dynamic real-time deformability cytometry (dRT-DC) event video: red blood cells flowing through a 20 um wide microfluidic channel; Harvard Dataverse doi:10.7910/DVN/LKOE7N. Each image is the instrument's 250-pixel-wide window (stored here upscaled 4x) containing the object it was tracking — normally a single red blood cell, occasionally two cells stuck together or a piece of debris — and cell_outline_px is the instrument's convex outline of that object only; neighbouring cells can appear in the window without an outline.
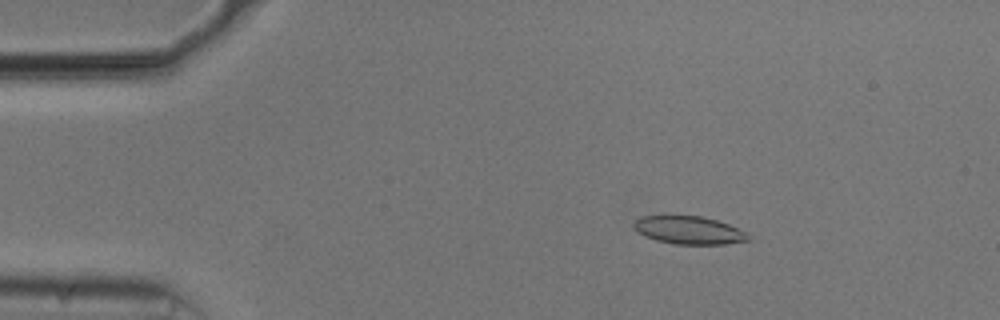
{"species": "common noctule bat (a hibernating species)", "species_latin": "Nyctalus noctula", "temperature_condition": "cold", "stored_images_in_passage": 53, "camera_frame_rate_fps": 3000, "um_per_image_px": 0.085, "animal": {"sex": "male", "body_mass_g": 20.5, "forearm_length_mm": 52.5}, "frame": {"image": 1, "passage_image": 7, "time_ms": 2.0, "image_size_px": [1000, 320], "cell_outline_px": [[752, 240], [724, 244], [676, 244], [656, 240], [644, 236], [632, 224], [636, 220], [644, 216], [700, 216], [716, 220], [728, 224], [752, 236]], "centroid_in_image_um": [58.6, 19.58], "position_along_channel_um": 26.4, "area_um2": 18.38}}
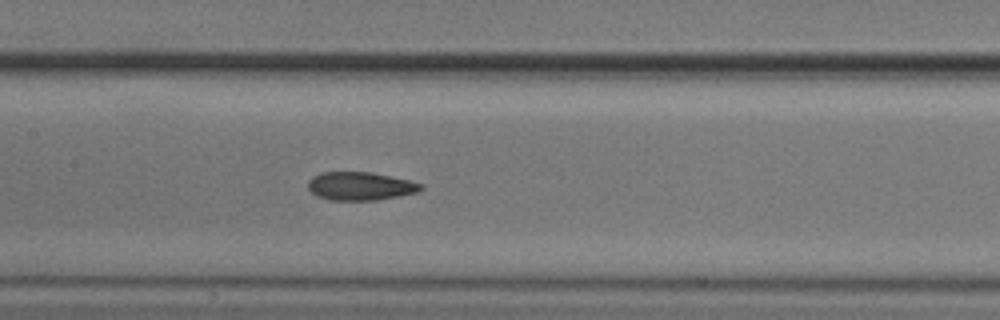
{"frame": {"image": 2, "passage_image": 24, "time_ms": 7.667, "image_size_px": [1000, 320], "cell_outline_px": [[424, 188], [416, 192], [400, 196], [376, 200], [328, 200], [316, 196], [308, 188], [308, 180], [312, 176], [324, 172], [372, 172], [408, 180], [424, 184]], "centroid_in_image_um": [30.62, 15.82], "position_along_channel_um": 176.8, "area_um2": 18.67}}
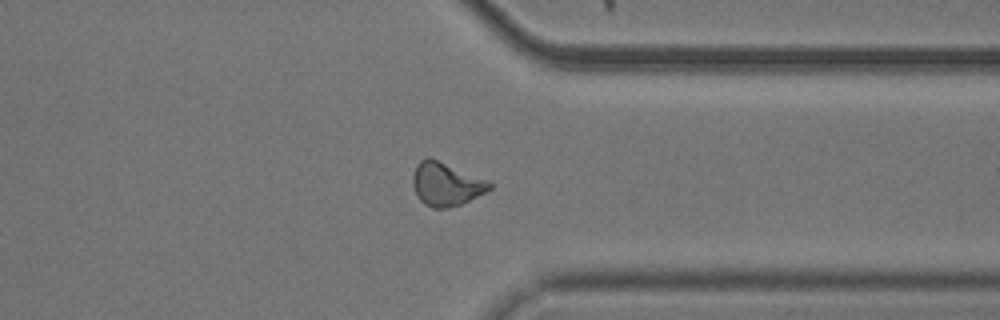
{"frame": {"image": 3, "passage_image": 40, "time_ms": 13.0, "image_size_px": [1000, 320], "cell_outline_px": [[492, 188], [460, 204], [448, 208], [432, 208], [424, 204], [416, 196], [412, 184], [412, 176], [416, 164], [420, 160], [428, 156], [484, 180], [492, 184]], "centroid_in_image_um": [37.82, 15.66], "position_along_channel_um": 373.6, "area_um2": 18.96}, "authors_computed_cell_mechanics": {"area_um2": 18.9006, "velocity_mm_per_s": 3.7454, "shape_relaxation_time_tau1_ms": 3.6898, "shape_relaxation_time_tau2_ms": 2.6172, "deformation_change_tau1": 0.1246, "deformation_change_tau2": 0.0946}}